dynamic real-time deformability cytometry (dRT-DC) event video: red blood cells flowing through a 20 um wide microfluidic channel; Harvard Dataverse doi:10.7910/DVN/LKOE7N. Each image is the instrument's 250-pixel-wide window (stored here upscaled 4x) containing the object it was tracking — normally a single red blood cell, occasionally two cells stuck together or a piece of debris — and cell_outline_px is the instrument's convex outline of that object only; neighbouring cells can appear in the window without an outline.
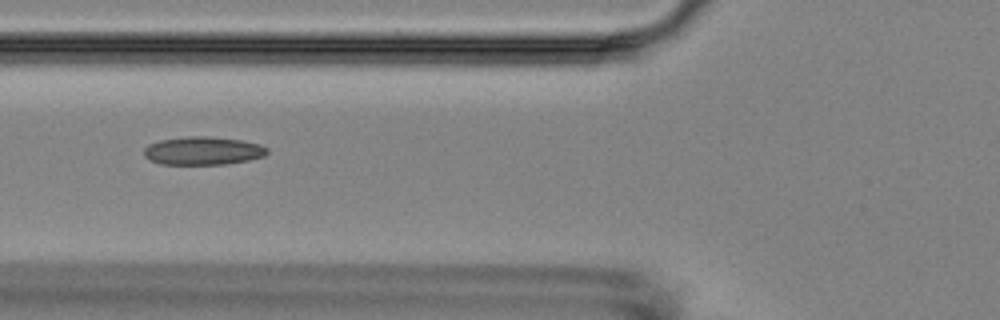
{"species": "Egyptian fruit bat (a non-hibernating species)", "species_latin": "Rousettus aegyptiacus", "temperature_condition": "room temperature", "stored_images_in_passage": 7, "camera_frame_rate_fps": 3000, "um_per_image_px": 0.085, "animal": {"sex": "female"}, "frame": {"image": 1, "passage_image": 7, "time_ms": 7.0, "image_size_px": [1000, 320], "cell_outline_px": [[268, 152], [264, 156], [248, 160], [224, 164], [160, 164], [144, 156], [144, 148], [148, 144], [160, 140], [188, 136], [212, 136], [240, 140], [260, 144], [268, 148]], "centroid_in_image_um": [17.25, 12.81], "position_along_channel_um": 108.5, "area_um2": 20.23}}